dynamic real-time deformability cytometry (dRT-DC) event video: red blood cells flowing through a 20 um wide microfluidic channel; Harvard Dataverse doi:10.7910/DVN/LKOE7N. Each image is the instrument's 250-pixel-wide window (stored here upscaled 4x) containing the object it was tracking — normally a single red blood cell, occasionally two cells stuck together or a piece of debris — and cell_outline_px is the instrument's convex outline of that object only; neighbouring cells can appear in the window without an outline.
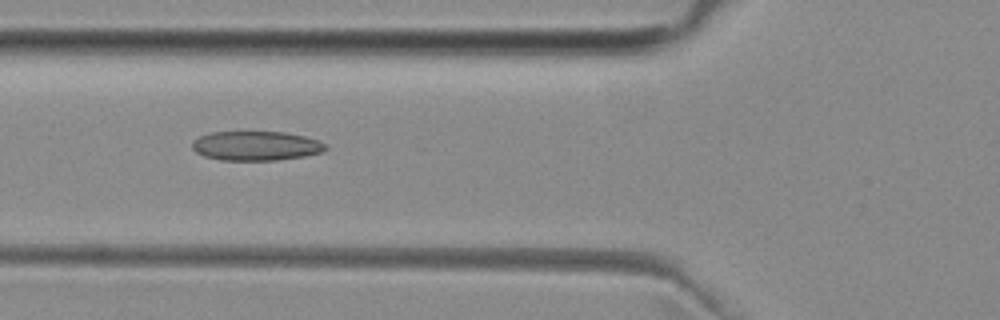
{"species": "common noctule bat (a hibernating species)", "species_latin": "Nyctalus noctula", "temperature_condition": "room temperature", "stored_images_in_passage": 5, "camera_frame_rate_fps": 3000, "um_per_image_px": 0.085, "animal": {"sex": "female", "body_mass_g": 29.2, "forearm_length_mm": 56.3}, "frame": {"image": 1, "passage_image": 4, "time_ms": 3.333, "image_size_px": [1000, 320], "cell_outline_px": [[328, 148], [324, 152], [304, 156], [276, 160], [220, 160], [204, 156], [196, 152], [192, 148], [192, 140], [200, 136], [212, 132], [284, 132], [304, 136], [316, 140], [324, 144]], "centroid_in_image_um": [21.74, 12.4], "position_along_channel_um": 104.1, "area_um2": 22.77}}
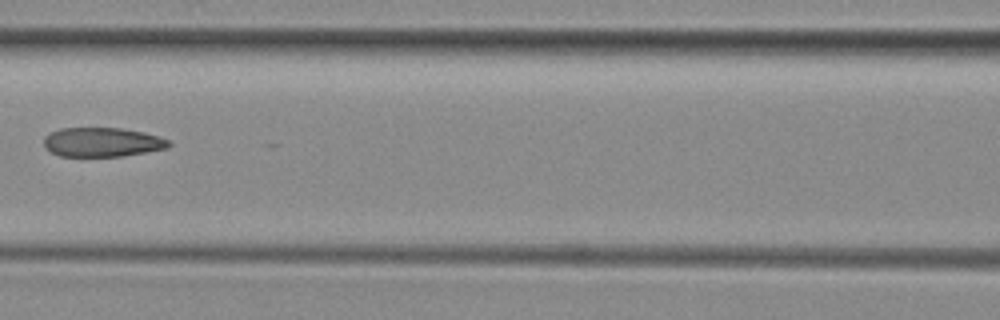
{"frame": {"image": 2, "passage_image": 5, "time_ms": 4.667, "image_size_px": [1000, 320], "cell_outline_px": [[172, 144], [168, 148], [120, 156], [60, 156], [52, 152], [44, 144], [44, 136], [60, 128], [120, 128], [144, 132], [160, 136], [168, 140]], "centroid_in_image_um": [8.71, 12.07], "position_along_channel_um": 157.9, "area_um2": 21.15}}